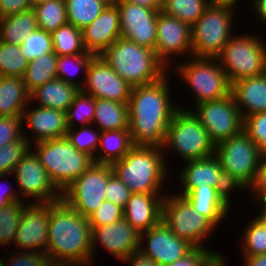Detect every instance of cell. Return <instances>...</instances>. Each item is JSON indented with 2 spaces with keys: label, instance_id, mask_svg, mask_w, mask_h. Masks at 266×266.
Returning a JSON list of instances; mask_svg holds the SVG:
<instances>
[{
  "label": "cell",
  "instance_id": "obj_1",
  "mask_svg": "<svg viewBox=\"0 0 266 266\" xmlns=\"http://www.w3.org/2000/svg\"><path fill=\"white\" fill-rule=\"evenodd\" d=\"M169 74L152 84L132 87L127 105L133 146L163 147L166 130L180 109L170 93Z\"/></svg>",
  "mask_w": 266,
  "mask_h": 266
},
{
  "label": "cell",
  "instance_id": "obj_2",
  "mask_svg": "<svg viewBox=\"0 0 266 266\" xmlns=\"http://www.w3.org/2000/svg\"><path fill=\"white\" fill-rule=\"evenodd\" d=\"M92 228L88 218L62 198L50 202L46 256L55 263L92 266Z\"/></svg>",
  "mask_w": 266,
  "mask_h": 266
},
{
  "label": "cell",
  "instance_id": "obj_3",
  "mask_svg": "<svg viewBox=\"0 0 266 266\" xmlns=\"http://www.w3.org/2000/svg\"><path fill=\"white\" fill-rule=\"evenodd\" d=\"M168 167L162 148L144 146H133L122 159L111 164L113 173L131 193L144 194L168 193L163 189L169 178Z\"/></svg>",
  "mask_w": 266,
  "mask_h": 266
},
{
  "label": "cell",
  "instance_id": "obj_4",
  "mask_svg": "<svg viewBox=\"0 0 266 266\" xmlns=\"http://www.w3.org/2000/svg\"><path fill=\"white\" fill-rule=\"evenodd\" d=\"M99 56L132 87L157 82L169 72L154 50L123 38Z\"/></svg>",
  "mask_w": 266,
  "mask_h": 266
},
{
  "label": "cell",
  "instance_id": "obj_5",
  "mask_svg": "<svg viewBox=\"0 0 266 266\" xmlns=\"http://www.w3.org/2000/svg\"><path fill=\"white\" fill-rule=\"evenodd\" d=\"M33 144L31 149L61 193L94 163L91 156L78 151L66 136Z\"/></svg>",
  "mask_w": 266,
  "mask_h": 266
},
{
  "label": "cell",
  "instance_id": "obj_6",
  "mask_svg": "<svg viewBox=\"0 0 266 266\" xmlns=\"http://www.w3.org/2000/svg\"><path fill=\"white\" fill-rule=\"evenodd\" d=\"M188 61L176 62L169 72L181 76L187 85L194 106L208 101L219 100L231 94V84L216 58L190 57ZM172 69V71H171Z\"/></svg>",
  "mask_w": 266,
  "mask_h": 266
},
{
  "label": "cell",
  "instance_id": "obj_7",
  "mask_svg": "<svg viewBox=\"0 0 266 266\" xmlns=\"http://www.w3.org/2000/svg\"><path fill=\"white\" fill-rule=\"evenodd\" d=\"M237 8L232 4L209 5L191 26L192 57L215 58L222 51L234 35V17L235 14L239 15Z\"/></svg>",
  "mask_w": 266,
  "mask_h": 266
},
{
  "label": "cell",
  "instance_id": "obj_8",
  "mask_svg": "<svg viewBox=\"0 0 266 266\" xmlns=\"http://www.w3.org/2000/svg\"><path fill=\"white\" fill-rule=\"evenodd\" d=\"M224 176L236 192L252 185L260 164L257 144L244 132L215 145Z\"/></svg>",
  "mask_w": 266,
  "mask_h": 266
},
{
  "label": "cell",
  "instance_id": "obj_9",
  "mask_svg": "<svg viewBox=\"0 0 266 266\" xmlns=\"http://www.w3.org/2000/svg\"><path fill=\"white\" fill-rule=\"evenodd\" d=\"M240 34L234 33L215 57L231 85L239 80L265 73L266 41L264 37L256 32Z\"/></svg>",
  "mask_w": 266,
  "mask_h": 266
},
{
  "label": "cell",
  "instance_id": "obj_10",
  "mask_svg": "<svg viewBox=\"0 0 266 266\" xmlns=\"http://www.w3.org/2000/svg\"><path fill=\"white\" fill-rule=\"evenodd\" d=\"M162 150L166 164L168 150L186 162L214 155L215 144L191 111L179 109L166 130Z\"/></svg>",
  "mask_w": 266,
  "mask_h": 266
},
{
  "label": "cell",
  "instance_id": "obj_11",
  "mask_svg": "<svg viewBox=\"0 0 266 266\" xmlns=\"http://www.w3.org/2000/svg\"><path fill=\"white\" fill-rule=\"evenodd\" d=\"M169 192L164 196L161 221L173 234L195 248H209L204 242L217 227L197 212L183 196Z\"/></svg>",
  "mask_w": 266,
  "mask_h": 266
},
{
  "label": "cell",
  "instance_id": "obj_12",
  "mask_svg": "<svg viewBox=\"0 0 266 266\" xmlns=\"http://www.w3.org/2000/svg\"><path fill=\"white\" fill-rule=\"evenodd\" d=\"M179 108L194 114L215 145L243 131L244 118L232 94L219 100L200 103L193 110L185 105Z\"/></svg>",
  "mask_w": 266,
  "mask_h": 266
},
{
  "label": "cell",
  "instance_id": "obj_13",
  "mask_svg": "<svg viewBox=\"0 0 266 266\" xmlns=\"http://www.w3.org/2000/svg\"><path fill=\"white\" fill-rule=\"evenodd\" d=\"M113 173L110 164L93 163L61 193V198L88 218L106 200L105 190Z\"/></svg>",
  "mask_w": 266,
  "mask_h": 266
},
{
  "label": "cell",
  "instance_id": "obj_14",
  "mask_svg": "<svg viewBox=\"0 0 266 266\" xmlns=\"http://www.w3.org/2000/svg\"><path fill=\"white\" fill-rule=\"evenodd\" d=\"M12 174L17 182L15 189L22 201L49 203L61 199V192L51 182L47 171L31 148L16 164ZM29 197L32 199L28 201Z\"/></svg>",
  "mask_w": 266,
  "mask_h": 266
},
{
  "label": "cell",
  "instance_id": "obj_15",
  "mask_svg": "<svg viewBox=\"0 0 266 266\" xmlns=\"http://www.w3.org/2000/svg\"><path fill=\"white\" fill-rule=\"evenodd\" d=\"M155 53L168 70L174 65L173 59L176 57L184 58L186 54L185 57H192L191 26L160 11L156 26Z\"/></svg>",
  "mask_w": 266,
  "mask_h": 266
},
{
  "label": "cell",
  "instance_id": "obj_16",
  "mask_svg": "<svg viewBox=\"0 0 266 266\" xmlns=\"http://www.w3.org/2000/svg\"><path fill=\"white\" fill-rule=\"evenodd\" d=\"M181 171L179 170L177 182L182 191L176 194L183 196L195 188L206 185L216 188L231 204L232 197L230 194L235 192L226 180L220 161L217 156L211 155L206 158L186 161Z\"/></svg>",
  "mask_w": 266,
  "mask_h": 266
},
{
  "label": "cell",
  "instance_id": "obj_17",
  "mask_svg": "<svg viewBox=\"0 0 266 266\" xmlns=\"http://www.w3.org/2000/svg\"><path fill=\"white\" fill-rule=\"evenodd\" d=\"M120 13L121 38L155 51L159 11L125 0H112Z\"/></svg>",
  "mask_w": 266,
  "mask_h": 266
},
{
  "label": "cell",
  "instance_id": "obj_18",
  "mask_svg": "<svg viewBox=\"0 0 266 266\" xmlns=\"http://www.w3.org/2000/svg\"><path fill=\"white\" fill-rule=\"evenodd\" d=\"M132 86L121 78L100 56H94L88 65L82 92L95 99L128 103Z\"/></svg>",
  "mask_w": 266,
  "mask_h": 266
},
{
  "label": "cell",
  "instance_id": "obj_19",
  "mask_svg": "<svg viewBox=\"0 0 266 266\" xmlns=\"http://www.w3.org/2000/svg\"><path fill=\"white\" fill-rule=\"evenodd\" d=\"M139 243V251L160 266L169 265L185 257L195 248L185 239L173 234L162 221L141 233Z\"/></svg>",
  "mask_w": 266,
  "mask_h": 266
},
{
  "label": "cell",
  "instance_id": "obj_20",
  "mask_svg": "<svg viewBox=\"0 0 266 266\" xmlns=\"http://www.w3.org/2000/svg\"><path fill=\"white\" fill-rule=\"evenodd\" d=\"M49 218L50 202H31L25 207L13 240L19 250L46 254Z\"/></svg>",
  "mask_w": 266,
  "mask_h": 266
},
{
  "label": "cell",
  "instance_id": "obj_21",
  "mask_svg": "<svg viewBox=\"0 0 266 266\" xmlns=\"http://www.w3.org/2000/svg\"><path fill=\"white\" fill-rule=\"evenodd\" d=\"M92 228V260L97 247H103L110 255L120 261L139 250L140 233L124 218L108 225ZM97 246V247H96Z\"/></svg>",
  "mask_w": 266,
  "mask_h": 266
},
{
  "label": "cell",
  "instance_id": "obj_22",
  "mask_svg": "<svg viewBox=\"0 0 266 266\" xmlns=\"http://www.w3.org/2000/svg\"><path fill=\"white\" fill-rule=\"evenodd\" d=\"M30 102L24 109L22 114L23 128H30L32 137H29V133H26L27 128L23 129V137L28 140L30 144L44 141L47 139H55L65 137L67 135V118L66 112L62 110L46 108L33 105L29 108ZM29 108V109H28ZM26 122H25V121ZM26 133V134H25Z\"/></svg>",
  "mask_w": 266,
  "mask_h": 266
},
{
  "label": "cell",
  "instance_id": "obj_23",
  "mask_svg": "<svg viewBox=\"0 0 266 266\" xmlns=\"http://www.w3.org/2000/svg\"><path fill=\"white\" fill-rule=\"evenodd\" d=\"M83 44L87 52L101 55L117 39L121 38L120 13L111 1L101 14L82 29Z\"/></svg>",
  "mask_w": 266,
  "mask_h": 266
},
{
  "label": "cell",
  "instance_id": "obj_24",
  "mask_svg": "<svg viewBox=\"0 0 266 266\" xmlns=\"http://www.w3.org/2000/svg\"><path fill=\"white\" fill-rule=\"evenodd\" d=\"M167 193H131L123 208L124 219L140 234L158 225Z\"/></svg>",
  "mask_w": 266,
  "mask_h": 266
},
{
  "label": "cell",
  "instance_id": "obj_25",
  "mask_svg": "<svg viewBox=\"0 0 266 266\" xmlns=\"http://www.w3.org/2000/svg\"><path fill=\"white\" fill-rule=\"evenodd\" d=\"M231 94L243 118L266 112L265 73L234 82L231 85Z\"/></svg>",
  "mask_w": 266,
  "mask_h": 266
},
{
  "label": "cell",
  "instance_id": "obj_26",
  "mask_svg": "<svg viewBox=\"0 0 266 266\" xmlns=\"http://www.w3.org/2000/svg\"><path fill=\"white\" fill-rule=\"evenodd\" d=\"M183 197L201 215L208 218L217 228L222 225L231 209V203L214 187L199 186ZM222 222V224H221Z\"/></svg>",
  "mask_w": 266,
  "mask_h": 266
},
{
  "label": "cell",
  "instance_id": "obj_27",
  "mask_svg": "<svg viewBox=\"0 0 266 266\" xmlns=\"http://www.w3.org/2000/svg\"><path fill=\"white\" fill-rule=\"evenodd\" d=\"M80 90L60 79L48 81L30 92V103L67 112L74 97Z\"/></svg>",
  "mask_w": 266,
  "mask_h": 266
},
{
  "label": "cell",
  "instance_id": "obj_28",
  "mask_svg": "<svg viewBox=\"0 0 266 266\" xmlns=\"http://www.w3.org/2000/svg\"><path fill=\"white\" fill-rule=\"evenodd\" d=\"M30 102V92L22 77H0V116H22Z\"/></svg>",
  "mask_w": 266,
  "mask_h": 266
},
{
  "label": "cell",
  "instance_id": "obj_29",
  "mask_svg": "<svg viewBox=\"0 0 266 266\" xmlns=\"http://www.w3.org/2000/svg\"><path fill=\"white\" fill-rule=\"evenodd\" d=\"M132 147L129 129L102 131L98 153L95 154L93 161L97 164L111 165L122 159Z\"/></svg>",
  "mask_w": 266,
  "mask_h": 266
},
{
  "label": "cell",
  "instance_id": "obj_30",
  "mask_svg": "<svg viewBox=\"0 0 266 266\" xmlns=\"http://www.w3.org/2000/svg\"><path fill=\"white\" fill-rule=\"evenodd\" d=\"M37 29L34 9L0 18V41L12 45H21L28 35Z\"/></svg>",
  "mask_w": 266,
  "mask_h": 266
},
{
  "label": "cell",
  "instance_id": "obj_31",
  "mask_svg": "<svg viewBox=\"0 0 266 266\" xmlns=\"http://www.w3.org/2000/svg\"><path fill=\"white\" fill-rule=\"evenodd\" d=\"M92 125L96 126L101 132L129 129L127 103H119L107 99H95Z\"/></svg>",
  "mask_w": 266,
  "mask_h": 266
},
{
  "label": "cell",
  "instance_id": "obj_32",
  "mask_svg": "<svg viewBox=\"0 0 266 266\" xmlns=\"http://www.w3.org/2000/svg\"><path fill=\"white\" fill-rule=\"evenodd\" d=\"M57 59L58 56L51 52L28 62L22 78L29 92L57 78Z\"/></svg>",
  "mask_w": 266,
  "mask_h": 266
},
{
  "label": "cell",
  "instance_id": "obj_33",
  "mask_svg": "<svg viewBox=\"0 0 266 266\" xmlns=\"http://www.w3.org/2000/svg\"><path fill=\"white\" fill-rule=\"evenodd\" d=\"M68 23L82 30L92 23L112 0H64Z\"/></svg>",
  "mask_w": 266,
  "mask_h": 266
},
{
  "label": "cell",
  "instance_id": "obj_34",
  "mask_svg": "<svg viewBox=\"0 0 266 266\" xmlns=\"http://www.w3.org/2000/svg\"><path fill=\"white\" fill-rule=\"evenodd\" d=\"M94 56L95 55L91 52L58 56L57 66H56L57 79H60L66 82L67 84L73 85L79 90H81L85 83L88 65ZM81 71H83L82 73L84 74L83 75L84 77L82 78L83 81L79 82L75 78L77 77L76 75H78L77 73Z\"/></svg>",
  "mask_w": 266,
  "mask_h": 266
},
{
  "label": "cell",
  "instance_id": "obj_35",
  "mask_svg": "<svg viewBox=\"0 0 266 266\" xmlns=\"http://www.w3.org/2000/svg\"><path fill=\"white\" fill-rule=\"evenodd\" d=\"M36 13L37 27L52 33L68 23L64 0H47L33 6Z\"/></svg>",
  "mask_w": 266,
  "mask_h": 266
},
{
  "label": "cell",
  "instance_id": "obj_36",
  "mask_svg": "<svg viewBox=\"0 0 266 266\" xmlns=\"http://www.w3.org/2000/svg\"><path fill=\"white\" fill-rule=\"evenodd\" d=\"M54 53L57 56L86 53L82 30L67 23L51 33Z\"/></svg>",
  "mask_w": 266,
  "mask_h": 266
},
{
  "label": "cell",
  "instance_id": "obj_37",
  "mask_svg": "<svg viewBox=\"0 0 266 266\" xmlns=\"http://www.w3.org/2000/svg\"><path fill=\"white\" fill-rule=\"evenodd\" d=\"M211 3V0H164L162 12L192 26Z\"/></svg>",
  "mask_w": 266,
  "mask_h": 266
},
{
  "label": "cell",
  "instance_id": "obj_38",
  "mask_svg": "<svg viewBox=\"0 0 266 266\" xmlns=\"http://www.w3.org/2000/svg\"><path fill=\"white\" fill-rule=\"evenodd\" d=\"M247 221L241 239V249L243 256H254L266 254V226L257 217Z\"/></svg>",
  "mask_w": 266,
  "mask_h": 266
},
{
  "label": "cell",
  "instance_id": "obj_39",
  "mask_svg": "<svg viewBox=\"0 0 266 266\" xmlns=\"http://www.w3.org/2000/svg\"><path fill=\"white\" fill-rule=\"evenodd\" d=\"M94 111L95 98L80 90L66 112L67 127L76 128L77 124H80L79 127L92 124Z\"/></svg>",
  "mask_w": 266,
  "mask_h": 266
},
{
  "label": "cell",
  "instance_id": "obj_40",
  "mask_svg": "<svg viewBox=\"0 0 266 266\" xmlns=\"http://www.w3.org/2000/svg\"><path fill=\"white\" fill-rule=\"evenodd\" d=\"M29 202H14L0 208V246L13 244L21 216Z\"/></svg>",
  "mask_w": 266,
  "mask_h": 266
},
{
  "label": "cell",
  "instance_id": "obj_41",
  "mask_svg": "<svg viewBox=\"0 0 266 266\" xmlns=\"http://www.w3.org/2000/svg\"><path fill=\"white\" fill-rule=\"evenodd\" d=\"M28 62L21 51L20 45L0 41V77H23Z\"/></svg>",
  "mask_w": 266,
  "mask_h": 266
},
{
  "label": "cell",
  "instance_id": "obj_42",
  "mask_svg": "<svg viewBox=\"0 0 266 266\" xmlns=\"http://www.w3.org/2000/svg\"><path fill=\"white\" fill-rule=\"evenodd\" d=\"M76 129L77 127L68 128L66 137L78 151L87 153L94 159L99 148L101 131L92 124Z\"/></svg>",
  "mask_w": 266,
  "mask_h": 266
},
{
  "label": "cell",
  "instance_id": "obj_43",
  "mask_svg": "<svg viewBox=\"0 0 266 266\" xmlns=\"http://www.w3.org/2000/svg\"><path fill=\"white\" fill-rule=\"evenodd\" d=\"M21 51L28 61L44 54L54 52L52 35L37 27L20 45Z\"/></svg>",
  "mask_w": 266,
  "mask_h": 266
},
{
  "label": "cell",
  "instance_id": "obj_44",
  "mask_svg": "<svg viewBox=\"0 0 266 266\" xmlns=\"http://www.w3.org/2000/svg\"><path fill=\"white\" fill-rule=\"evenodd\" d=\"M31 148L27 139H19L0 147V174L12 175L16 164Z\"/></svg>",
  "mask_w": 266,
  "mask_h": 266
},
{
  "label": "cell",
  "instance_id": "obj_45",
  "mask_svg": "<svg viewBox=\"0 0 266 266\" xmlns=\"http://www.w3.org/2000/svg\"><path fill=\"white\" fill-rule=\"evenodd\" d=\"M227 259L221 252L210 248H194L185 257L166 266H218Z\"/></svg>",
  "mask_w": 266,
  "mask_h": 266
},
{
  "label": "cell",
  "instance_id": "obj_46",
  "mask_svg": "<svg viewBox=\"0 0 266 266\" xmlns=\"http://www.w3.org/2000/svg\"><path fill=\"white\" fill-rule=\"evenodd\" d=\"M243 131L257 144L261 156H266V112L244 117Z\"/></svg>",
  "mask_w": 266,
  "mask_h": 266
},
{
  "label": "cell",
  "instance_id": "obj_47",
  "mask_svg": "<svg viewBox=\"0 0 266 266\" xmlns=\"http://www.w3.org/2000/svg\"><path fill=\"white\" fill-rule=\"evenodd\" d=\"M124 218L123 207L105 200L89 217L91 227H99L115 223Z\"/></svg>",
  "mask_w": 266,
  "mask_h": 266
},
{
  "label": "cell",
  "instance_id": "obj_48",
  "mask_svg": "<svg viewBox=\"0 0 266 266\" xmlns=\"http://www.w3.org/2000/svg\"><path fill=\"white\" fill-rule=\"evenodd\" d=\"M9 257H0V266H50L51 261L46 254L29 251H13Z\"/></svg>",
  "mask_w": 266,
  "mask_h": 266
},
{
  "label": "cell",
  "instance_id": "obj_49",
  "mask_svg": "<svg viewBox=\"0 0 266 266\" xmlns=\"http://www.w3.org/2000/svg\"><path fill=\"white\" fill-rule=\"evenodd\" d=\"M22 116H0V147L23 137Z\"/></svg>",
  "mask_w": 266,
  "mask_h": 266
},
{
  "label": "cell",
  "instance_id": "obj_50",
  "mask_svg": "<svg viewBox=\"0 0 266 266\" xmlns=\"http://www.w3.org/2000/svg\"><path fill=\"white\" fill-rule=\"evenodd\" d=\"M130 195L131 191L128 187L112 173L105 190V199L124 208Z\"/></svg>",
  "mask_w": 266,
  "mask_h": 266
},
{
  "label": "cell",
  "instance_id": "obj_51",
  "mask_svg": "<svg viewBox=\"0 0 266 266\" xmlns=\"http://www.w3.org/2000/svg\"><path fill=\"white\" fill-rule=\"evenodd\" d=\"M248 191L254 197L253 201L257 203L266 202V156L261 157L256 177Z\"/></svg>",
  "mask_w": 266,
  "mask_h": 266
},
{
  "label": "cell",
  "instance_id": "obj_52",
  "mask_svg": "<svg viewBox=\"0 0 266 266\" xmlns=\"http://www.w3.org/2000/svg\"><path fill=\"white\" fill-rule=\"evenodd\" d=\"M32 8L29 0H0V18Z\"/></svg>",
  "mask_w": 266,
  "mask_h": 266
},
{
  "label": "cell",
  "instance_id": "obj_53",
  "mask_svg": "<svg viewBox=\"0 0 266 266\" xmlns=\"http://www.w3.org/2000/svg\"><path fill=\"white\" fill-rule=\"evenodd\" d=\"M6 176L7 175L0 174V183H1L0 184V208L5 207L14 202H26L20 199L19 195L17 194L18 193L17 190L13 188L10 182L8 181L7 182L2 181L3 183L1 182V179L4 180Z\"/></svg>",
  "mask_w": 266,
  "mask_h": 266
},
{
  "label": "cell",
  "instance_id": "obj_54",
  "mask_svg": "<svg viewBox=\"0 0 266 266\" xmlns=\"http://www.w3.org/2000/svg\"><path fill=\"white\" fill-rule=\"evenodd\" d=\"M130 266H160L154 260L144 255L141 251L131 253L126 259L121 260Z\"/></svg>",
  "mask_w": 266,
  "mask_h": 266
},
{
  "label": "cell",
  "instance_id": "obj_55",
  "mask_svg": "<svg viewBox=\"0 0 266 266\" xmlns=\"http://www.w3.org/2000/svg\"><path fill=\"white\" fill-rule=\"evenodd\" d=\"M250 4H252L250 6L253 8V13H256L258 24L259 21L260 24H266V0H251Z\"/></svg>",
  "mask_w": 266,
  "mask_h": 266
},
{
  "label": "cell",
  "instance_id": "obj_56",
  "mask_svg": "<svg viewBox=\"0 0 266 266\" xmlns=\"http://www.w3.org/2000/svg\"><path fill=\"white\" fill-rule=\"evenodd\" d=\"M125 1L159 12L162 11L163 8L162 0H125Z\"/></svg>",
  "mask_w": 266,
  "mask_h": 266
},
{
  "label": "cell",
  "instance_id": "obj_57",
  "mask_svg": "<svg viewBox=\"0 0 266 266\" xmlns=\"http://www.w3.org/2000/svg\"><path fill=\"white\" fill-rule=\"evenodd\" d=\"M242 257L243 266H266V254Z\"/></svg>",
  "mask_w": 266,
  "mask_h": 266
},
{
  "label": "cell",
  "instance_id": "obj_58",
  "mask_svg": "<svg viewBox=\"0 0 266 266\" xmlns=\"http://www.w3.org/2000/svg\"><path fill=\"white\" fill-rule=\"evenodd\" d=\"M260 205V207L262 206L263 209H260L261 212L258 213V215H256L266 226V202L263 203H257Z\"/></svg>",
  "mask_w": 266,
  "mask_h": 266
},
{
  "label": "cell",
  "instance_id": "obj_59",
  "mask_svg": "<svg viewBox=\"0 0 266 266\" xmlns=\"http://www.w3.org/2000/svg\"><path fill=\"white\" fill-rule=\"evenodd\" d=\"M211 2L212 3H221V4H232L235 6H238L236 4L239 3L238 0H211Z\"/></svg>",
  "mask_w": 266,
  "mask_h": 266
},
{
  "label": "cell",
  "instance_id": "obj_60",
  "mask_svg": "<svg viewBox=\"0 0 266 266\" xmlns=\"http://www.w3.org/2000/svg\"><path fill=\"white\" fill-rule=\"evenodd\" d=\"M29 1L32 4V6H35V5L39 4V3L45 2L47 0H29Z\"/></svg>",
  "mask_w": 266,
  "mask_h": 266
},
{
  "label": "cell",
  "instance_id": "obj_61",
  "mask_svg": "<svg viewBox=\"0 0 266 266\" xmlns=\"http://www.w3.org/2000/svg\"><path fill=\"white\" fill-rule=\"evenodd\" d=\"M225 262H226V260H223L218 266H226Z\"/></svg>",
  "mask_w": 266,
  "mask_h": 266
}]
</instances>
